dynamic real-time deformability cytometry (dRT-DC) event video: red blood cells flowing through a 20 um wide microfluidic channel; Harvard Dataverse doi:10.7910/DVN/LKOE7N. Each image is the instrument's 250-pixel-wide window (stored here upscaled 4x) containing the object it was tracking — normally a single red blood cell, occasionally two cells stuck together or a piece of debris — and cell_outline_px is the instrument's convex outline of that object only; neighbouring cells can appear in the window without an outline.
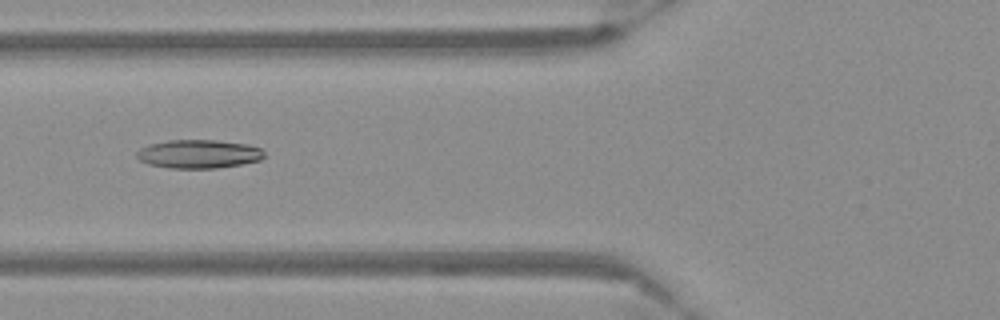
{"species": "Egyptian fruit bat (a non-hibernating species)", "species_latin": "Rousettus aegyptiacus", "temperature_condition": "warm", "stored_images_in_passage": 56, "camera_frame_rate_fps": 3000, "um_per_image_px": 0.085, "frame": {"image": 1, "passage_image": 22, "time_ms": 7.0, "image_size_px": [1000, 320], "cell_outline_px": [[264, 156], [260, 160], [240, 164], [216, 168], [168, 168], [148, 164], [140, 160], [136, 156], [136, 152], [140, 148], [148, 144], [168, 140], [216, 140], [248, 144], [260, 148], [264, 152]], "centroid_in_image_um": [16.86, 13.08], "position_along_channel_um": 108.9, "area_um2": 21.27}}
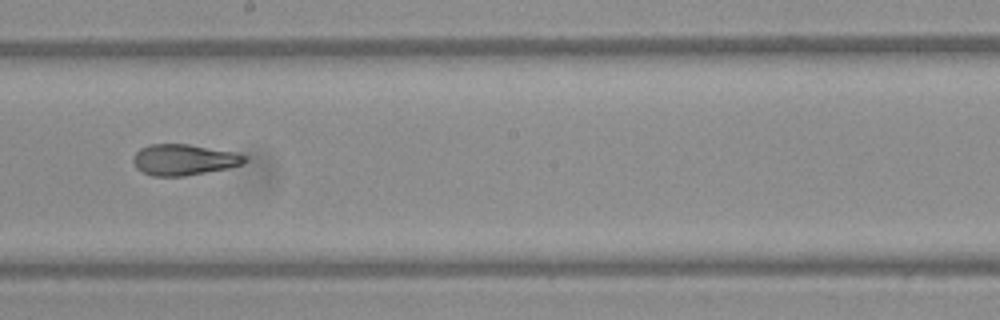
{"frame": {"image": 2, "passage_image": 32, "time_ms": 10.333, "image_size_px": [1000, 320], "cell_outline_px": [[248, 160], [244, 164], [228, 168], [184, 176], [152, 176], [136, 168], [132, 160], [132, 156], [140, 148], [152, 144], [188, 144], [236, 152], [248, 156]], "centroid_in_image_um": [15.66, 13.57], "position_along_channel_um": 232.5, "area_um2": 20.29}}
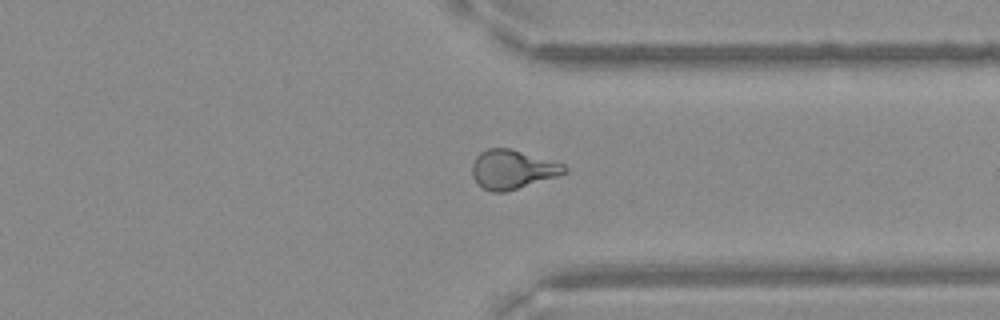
{"frame": {"image": 3, "passage_image": 43, "time_ms": 14.0, "image_size_px": [1000, 320], "cell_outline_px": [[568, 172], [556, 176], [504, 192], [492, 192], [484, 188], [472, 176], [472, 164], [476, 156], [480, 152], [488, 148], [512, 148], [564, 164], [568, 168]], "centroid_in_image_um": [43.56, 14.37], "position_along_channel_um": 367.8, "area_um2": 20.81}}